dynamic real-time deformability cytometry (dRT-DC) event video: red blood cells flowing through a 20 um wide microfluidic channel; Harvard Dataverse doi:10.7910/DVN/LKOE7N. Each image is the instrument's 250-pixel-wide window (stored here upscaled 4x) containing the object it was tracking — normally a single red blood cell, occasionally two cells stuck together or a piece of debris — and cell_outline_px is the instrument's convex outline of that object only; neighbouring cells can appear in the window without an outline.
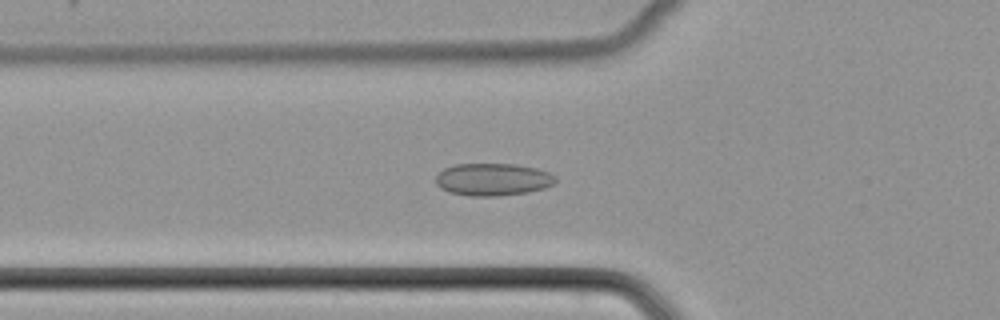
{"species": "common noctule bat (a hibernating species)", "species_latin": "Nyctalus noctula", "temperature_condition": "cold", "stored_images_in_passage": 52, "camera_frame_rate_fps": 3000, "um_per_image_px": 0.085, "animal": {"sex": "female", "body_mass_g": 22.7, "forearm_length_mm": 54.2}, "frame": {"image": 1, "passage_image": 19, "time_ms": 6.0, "image_size_px": [1000, 320], "cell_outline_px": [[556, 180], [552, 184], [544, 188], [528, 192], [500, 196], [468, 196], [448, 192], [440, 188], [436, 184], [436, 176], [444, 168], [456, 164], [516, 164], [536, 168], [548, 172], [556, 176]], "centroid_in_image_um": [41.87, 15.26], "position_along_channel_um": 83.9, "area_um2": 22.72}}
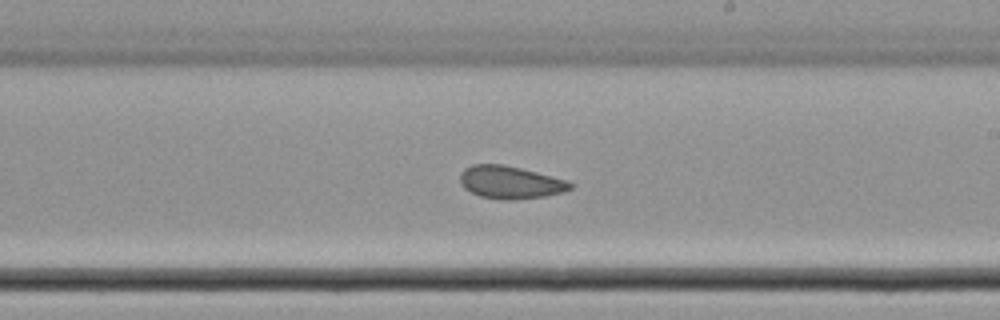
{"frame": {"image": 2, "passage_image": 31, "time_ms": 10.0, "image_size_px": [1000, 320], "cell_outline_px": [[576, 184], [572, 188], [564, 192], [544, 196], [512, 200], [500, 200], [480, 196], [464, 188], [460, 184], [460, 172], [464, 168], [472, 164], [504, 164], [568, 180]], "centroid_in_image_um": [43.38, 15.5], "position_along_channel_um": 245.6, "area_um2": 21.21}}
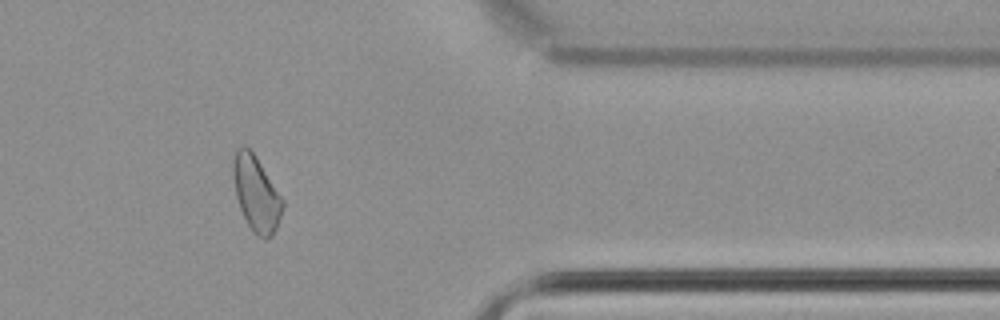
{"frame": {"image": 3, "passage_image": 43, "time_ms": 14.0, "image_size_px": [1000, 320], "cell_outline_px": [[284, 204], [276, 228], [272, 236], [268, 240], [264, 240], [256, 236], [252, 232], [240, 208], [236, 196], [232, 172], [232, 160], [236, 148], [244, 144], [256, 156], [284, 200]], "centroid_in_image_um": [21.77, 16.46], "position_along_channel_um": 389.6, "area_um2": 21.85}}